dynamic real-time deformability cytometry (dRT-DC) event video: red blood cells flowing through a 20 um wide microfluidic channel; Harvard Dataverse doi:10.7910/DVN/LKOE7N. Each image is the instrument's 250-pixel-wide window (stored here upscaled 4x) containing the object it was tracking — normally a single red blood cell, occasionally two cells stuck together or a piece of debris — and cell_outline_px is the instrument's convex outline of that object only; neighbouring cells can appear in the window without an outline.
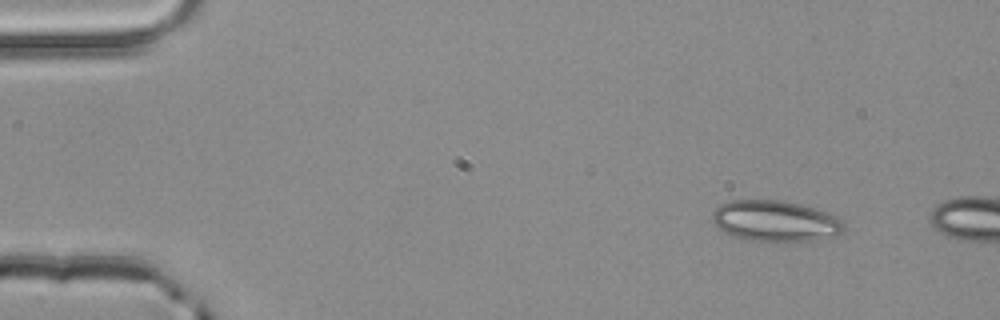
{"species": "common noctule bat (a hibernating species)", "species_latin": "Nyctalus noctula", "temperature_condition": "room temperature", "stored_images_in_passage": 2, "camera_frame_rate_fps": 3000, "um_per_image_px": 0.085, "animal": {"sex": "male", "body_mass_g": 20.4}, "frame": {"image": 1, "passage_image": 1, "time_ms": 0.0, "image_size_px": [1000, 320], "cell_outline_px": [[844, 228], [836, 236], [812, 240], [752, 240], [732, 236], [724, 232], [712, 220], [712, 212], [720, 204], [732, 200], [776, 200], [800, 204], [828, 212], [836, 216], [844, 224]], "centroid_in_image_um": [65.89, 18.77], "position_along_channel_um": 19.1, "area_um2": 30.92}}